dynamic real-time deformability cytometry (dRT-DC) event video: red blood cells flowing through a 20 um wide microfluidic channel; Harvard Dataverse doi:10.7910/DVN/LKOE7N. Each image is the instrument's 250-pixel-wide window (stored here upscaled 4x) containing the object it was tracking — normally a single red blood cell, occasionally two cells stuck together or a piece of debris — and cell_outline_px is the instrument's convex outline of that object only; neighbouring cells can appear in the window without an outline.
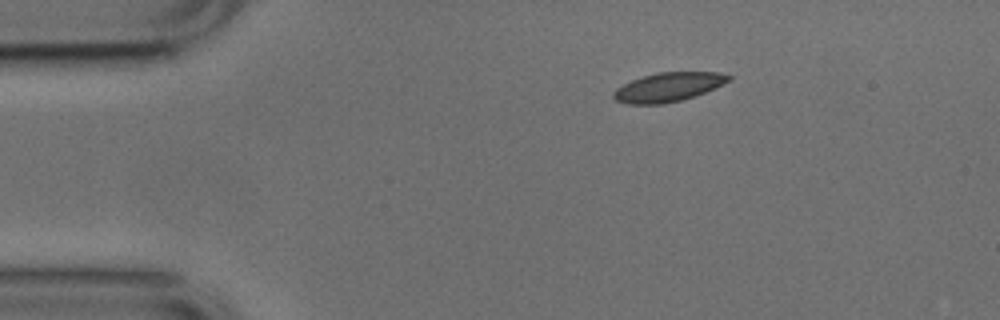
{"species": "common noctule bat (a hibernating species)", "species_latin": "Nyctalus noctula", "temperature_condition": "cold", "stored_images_in_passage": 45, "camera_frame_rate_fps": 3000, "um_per_image_px": 0.085, "animal": {"sex": "male", "body_mass_g": 17.9, "forearm_length_mm": 54.2}, "frame": {"image": 1, "passage_image": 1, "time_ms": 0.0, "image_size_px": [1000, 320], "cell_outline_px": [[732, 76], [728, 80], [704, 92], [680, 100], [664, 104], [628, 104], [616, 100], [612, 96], [612, 92], [616, 88], [632, 80], [656, 72], [716, 72]], "centroid_in_image_um": [56.72, 7.4], "position_along_channel_um": 28.3, "area_um2": 19.07}}
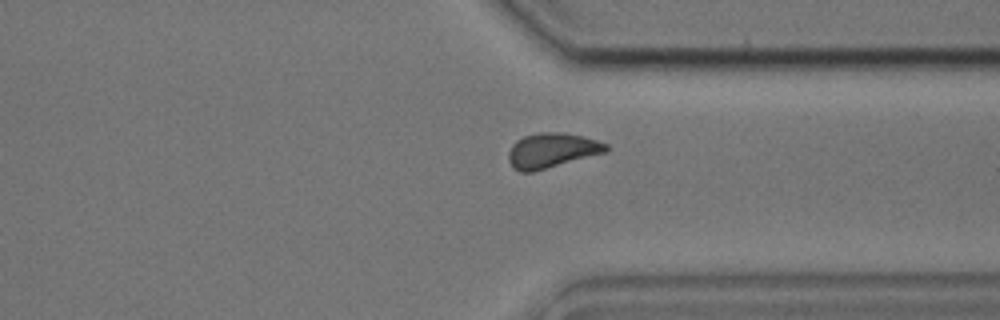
{"frame": {"image": 2, "passage_image": 32, "time_ms": 10.333, "image_size_px": [1000, 320], "cell_outline_px": [[608, 152], [532, 172], [520, 172], [512, 168], [508, 160], [508, 152], [512, 144], [516, 140], [524, 136], [540, 132], [564, 132], [584, 136], [608, 144]], "centroid_in_image_um": [46.9, 12.78], "position_along_channel_um": 364.5, "area_um2": 20.06}}
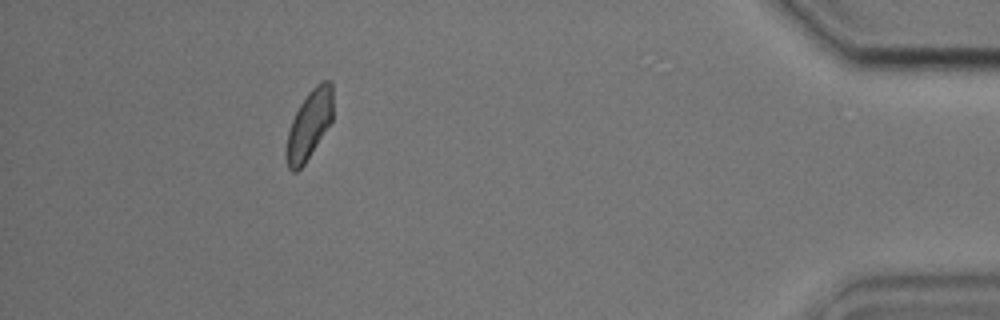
{"frame": {"image": 3, "passage_image": 40, "time_ms": 13.0, "image_size_px": [1000, 320], "cell_outline_px": [[332, 120], [304, 164], [296, 172], [292, 172], [288, 168], [284, 152], [288, 132], [292, 120], [300, 104], [308, 92], [316, 84], [324, 80], [332, 80]], "centroid_in_image_um": [26.26, 10.6], "position_along_channel_um": 408.9, "area_um2": 18.61}, "authors_computed_cell_mechanics": {"area_um2": 19.8254, "velocity_mm_per_s": 3.7592, "shape_relaxation_time_tau1_ms": 3.6358, "shape_relaxation_time_tau2_ms": 4.5048, "deformation_change_tau1": 0.0824, "deformation_change_tau2": 0.0763}}